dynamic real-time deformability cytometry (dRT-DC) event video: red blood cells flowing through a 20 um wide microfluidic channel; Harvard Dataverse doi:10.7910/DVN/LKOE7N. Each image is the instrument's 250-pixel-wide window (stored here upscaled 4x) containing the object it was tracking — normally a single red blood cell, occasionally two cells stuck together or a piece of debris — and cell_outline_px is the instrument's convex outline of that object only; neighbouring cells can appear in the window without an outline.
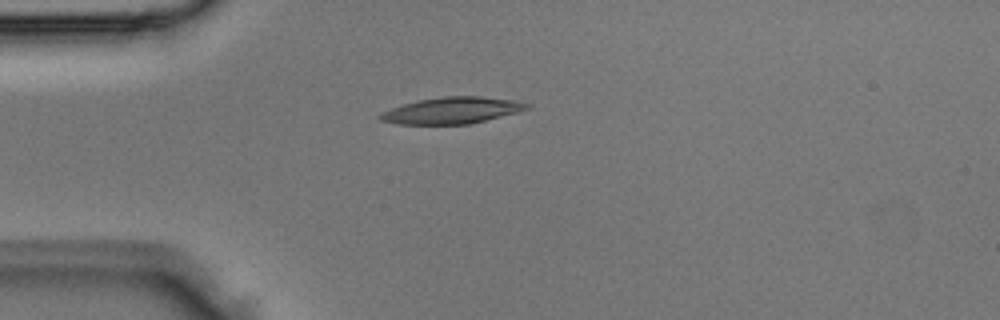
{"species": "Egyptian fruit bat (a non-hibernating species)", "species_latin": "Rousettus aegyptiacus", "temperature_condition": "room temperature", "stored_images_in_passage": 2, "camera_frame_rate_fps": 3000, "um_per_image_px": 0.085, "animal": {"sex": "male"}, "frame": {"image": 1, "passage_image": 2, "time_ms": 0.333, "image_size_px": [1000, 320], "cell_outline_px": [[532, 108], [468, 124], [396, 124], [380, 120], [376, 116], [392, 108], [404, 104], [420, 100], [444, 96], [480, 96], [516, 100], [532, 104]], "centroid_in_image_um": [38.45, 9.38], "position_along_channel_um": 46.6, "area_um2": 22.48}}